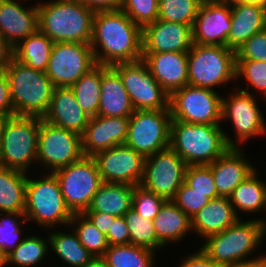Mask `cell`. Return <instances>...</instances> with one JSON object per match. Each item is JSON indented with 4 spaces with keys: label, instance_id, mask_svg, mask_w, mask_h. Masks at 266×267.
Returning <instances> with one entry per match:
<instances>
[{
    "label": "cell",
    "instance_id": "1",
    "mask_svg": "<svg viewBox=\"0 0 266 267\" xmlns=\"http://www.w3.org/2000/svg\"><path fill=\"white\" fill-rule=\"evenodd\" d=\"M90 46L96 64L113 66L141 60L142 28L121 9L97 11Z\"/></svg>",
    "mask_w": 266,
    "mask_h": 267
},
{
    "label": "cell",
    "instance_id": "2",
    "mask_svg": "<svg viewBox=\"0 0 266 267\" xmlns=\"http://www.w3.org/2000/svg\"><path fill=\"white\" fill-rule=\"evenodd\" d=\"M170 147L190 165H210L236 141L222 130L220 124H196L171 121Z\"/></svg>",
    "mask_w": 266,
    "mask_h": 267
},
{
    "label": "cell",
    "instance_id": "3",
    "mask_svg": "<svg viewBox=\"0 0 266 267\" xmlns=\"http://www.w3.org/2000/svg\"><path fill=\"white\" fill-rule=\"evenodd\" d=\"M44 3L37 4L40 32L54 43H91L94 10L79 0H50Z\"/></svg>",
    "mask_w": 266,
    "mask_h": 267
},
{
    "label": "cell",
    "instance_id": "4",
    "mask_svg": "<svg viewBox=\"0 0 266 267\" xmlns=\"http://www.w3.org/2000/svg\"><path fill=\"white\" fill-rule=\"evenodd\" d=\"M264 218L242 221L241 218L224 231L208 236L201 250L219 267L245 264L264 259H246L266 237ZM246 257V258H245Z\"/></svg>",
    "mask_w": 266,
    "mask_h": 267
},
{
    "label": "cell",
    "instance_id": "5",
    "mask_svg": "<svg viewBox=\"0 0 266 267\" xmlns=\"http://www.w3.org/2000/svg\"><path fill=\"white\" fill-rule=\"evenodd\" d=\"M15 115L43 118L55 86L45 72L35 70L14 57L6 66Z\"/></svg>",
    "mask_w": 266,
    "mask_h": 267
},
{
    "label": "cell",
    "instance_id": "6",
    "mask_svg": "<svg viewBox=\"0 0 266 267\" xmlns=\"http://www.w3.org/2000/svg\"><path fill=\"white\" fill-rule=\"evenodd\" d=\"M188 84L212 90L236 80V51L224 45L193 44L187 52Z\"/></svg>",
    "mask_w": 266,
    "mask_h": 267
},
{
    "label": "cell",
    "instance_id": "7",
    "mask_svg": "<svg viewBox=\"0 0 266 267\" xmlns=\"http://www.w3.org/2000/svg\"><path fill=\"white\" fill-rule=\"evenodd\" d=\"M33 179L27 177L26 220L36 221V224L46 229L56 224L70 226L73 214L65 204L57 177L48 173L39 180Z\"/></svg>",
    "mask_w": 266,
    "mask_h": 267
},
{
    "label": "cell",
    "instance_id": "8",
    "mask_svg": "<svg viewBox=\"0 0 266 267\" xmlns=\"http://www.w3.org/2000/svg\"><path fill=\"white\" fill-rule=\"evenodd\" d=\"M40 121L35 116L8 119L0 141V166L28 173L27 169L37 163Z\"/></svg>",
    "mask_w": 266,
    "mask_h": 267
},
{
    "label": "cell",
    "instance_id": "9",
    "mask_svg": "<svg viewBox=\"0 0 266 267\" xmlns=\"http://www.w3.org/2000/svg\"><path fill=\"white\" fill-rule=\"evenodd\" d=\"M53 174L58 179L65 204L72 214H83L103 183L93 156H83Z\"/></svg>",
    "mask_w": 266,
    "mask_h": 267
},
{
    "label": "cell",
    "instance_id": "10",
    "mask_svg": "<svg viewBox=\"0 0 266 267\" xmlns=\"http://www.w3.org/2000/svg\"><path fill=\"white\" fill-rule=\"evenodd\" d=\"M170 109L135 110L129 117L125 145L144 157L170 147Z\"/></svg>",
    "mask_w": 266,
    "mask_h": 267
},
{
    "label": "cell",
    "instance_id": "11",
    "mask_svg": "<svg viewBox=\"0 0 266 267\" xmlns=\"http://www.w3.org/2000/svg\"><path fill=\"white\" fill-rule=\"evenodd\" d=\"M172 120L196 124H221L222 96L216 90L185 85L169 98Z\"/></svg>",
    "mask_w": 266,
    "mask_h": 267
},
{
    "label": "cell",
    "instance_id": "12",
    "mask_svg": "<svg viewBox=\"0 0 266 267\" xmlns=\"http://www.w3.org/2000/svg\"><path fill=\"white\" fill-rule=\"evenodd\" d=\"M111 67L120 75L134 110L169 109L170 95L155 80L142 59Z\"/></svg>",
    "mask_w": 266,
    "mask_h": 267
},
{
    "label": "cell",
    "instance_id": "13",
    "mask_svg": "<svg viewBox=\"0 0 266 267\" xmlns=\"http://www.w3.org/2000/svg\"><path fill=\"white\" fill-rule=\"evenodd\" d=\"M84 156L81 136L75 132L55 126L41 118L37 163L54 173Z\"/></svg>",
    "mask_w": 266,
    "mask_h": 267
},
{
    "label": "cell",
    "instance_id": "14",
    "mask_svg": "<svg viewBox=\"0 0 266 267\" xmlns=\"http://www.w3.org/2000/svg\"><path fill=\"white\" fill-rule=\"evenodd\" d=\"M185 161L171 148L145 157L143 177L140 186L163 197L173 200L184 183Z\"/></svg>",
    "mask_w": 266,
    "mask_h": 267
},
{
    "label": "cell",
    "instance_id": "15",
    "mask_svg": "<svg viewBox=\"0 0 266 267\" xmlns=\"http://www.w3.org/2000/svg\"><path fill=\"white\" fill-rule=\"evenodd\" d=\"M95 65L90 44L57 42L54 43L45 73L55 87H71Z\"/></svg>",
    "mask_w": 266,
    "mask_h": 267
},
{
    "label": "cell",
    "instance_id": "16",
    "mask_svg": "<svg viewBox=\"0 0 266 267\" xmlns=\"http://www.w3.org/2000/svg\"><path fill=\"white\" fill-rule=\"evenodd\" d=\"M252 92L239 89L222 98V120L230 119L237 137L236 148L248 139L266 134V123Z\"/></svg>",
    "mask_w": 266,
    "mask_h": 267
},
{
    "label": "cell",
    "instance_id": "17",
    "mask_svg": "<svg viewBox=\"0 0 266 267\" xmlns=\"http://www.w3.org/2000/svg\"><path fill=\"white\" fill-rule=\"evenodd\" d=\"M93 158L103 182L137 186L143 177L145 157L122 144L97 152Z\"/></svg>",
    "mask_w": 266,
    "mask_h": 267
},
{
    "label": "cell",
    "instance_id": "18",
    "mask_svg": "<svg viewBox=\"0 0 266 267\" xmlns=\"http://www.w3.org/2000/svg\"><path fill=\"white\" fill-rule=\"evenodd\" d=\"M193 44L187 24L157 19L142 28V53L188 52Z\"/></svg>",
    "mask_w": 266,
    "mask_h": 267
},
{
    "label": "cell",
    "instance_id": "19",
    "mask_svg": "<svg viewBox=\"0 0 266 267\" xmlns=\"http://www.w3.org/2000/svg\"><path fill=\"white\" fill-rule=\"evenodd\" d=\"M129 127V117H90L81 135L84 156H94L97 152L125 143Z\"/></svg>",
    "mask_w": 266,
    "mask_h": 267
},
{
    "label": "cell",
    "instance_id": "20",
    "mask_svg": "<svg viewBox=\"0 0 266 267\" xmlns=\"http://www.w3.org/2000/svg\"><path fill=\"white\" fill-rule=\"evenodd\" d=\"M231 30L230 4H201L192 26L193 41L200 45H224Z\"/></svg>",
    "mask_w": 266,
    "mask_h": 267
},
{
    "label": "cell",
    "instance_id": "21",
    "mask_svg": "<svg viewBox=\"0 0 266 267\" xmlns=\"http://www.w3.org/2000/svg\"><path fill=\"white\" fill-rule=\"evenodd\" d=\"M142 60L169 95L188 85L187 52L142 53Z\"/></svg>",
    "mask_w": 266,
    "mask_h": 267
},
{
    "label": "cell",
    "instance_id": "22",
    "mask_svg": "<svg viewBox=\"0 0 266 267\" xmlns=\"http://www.w3.org/2000/svg\"><path fill=\"white\" fill-rule=\"evenodd\" d=\"M35 5L25 8L18 0H0V34L12 48L38 30Z\"/></svg>",
    "mask_w": 266,
    "mask_h": 267
},
{
    "label": "cell",
    "instance_id": "23",
    "mask_svg": "<svg viewBox=\"0 0 266 267\" xmlns=\"http://www.w3.org/2000/svg\"><path fill=\"white\" fill-rule=\"evenodd\" d=\"M42 119L81 136L90 116L77 103L72 88L64 86L55 87L49 108Z\"/></svg>",
    "mask_w": 266,
    "mask_h": 267
},
{
    "label": "cell",
    "instance_id": "24",
    "mask_svg": "<svg viewBox=\"0 0 266 267\" xmlns=\"http://www.w3.org/2000/svg\"><path fill=\"white\" fill-rule=\"evenodd\" d=\"M242 152L240 148H229L210 164L219 196L229 197L242 181L257 170Z\"/></svg>",
    "mask_w": 266,
    "mask_h": 267
},
{
    "label": "cell",
    "instance_id": "25",
    "mask_svg": "<svg viewBox=\"0 0 266 267\" xmlns=\"http://www.w3.org/2000/svg\"><path fill=\"white\" fill-rule=\"evenodd\" d=\"M230 5L231 30L227 37V47L236 51L254 34L266 28V8L235 0Z\"/></svg>",
    "mask_w": 266,
    "mask_h": 267
},
{
    "label": "cell",
    "instance_id": "26",
    "mask_svg": "<svg viewBox=\"0 0 266 267\" xmlns=\"http://www.w3.org/2000/svg\"><path fill=\"white\" fill-rule=\"evenodd\" d=\"M134 111L120 75L111 66L101 65V97L97 115L130 117Z\"/></svg>",
    "mask_w": 266,
    "mask_h": 267
},
{
    "label": "cell",
    "instance_id": "27",
    "mask_svg": "<svg viewBox=\"0 0 266 267\" xmlns=\"http://www.w3.org/2000/svg\"><path fill=\"white\" fill-rule=\"evenodd\" d=\"M239 219L229 197L218 196L191 218V229L206 239L224 231Z\"/></svg>",
    "mask_w": 266,
    "mask_h": 267
},
{
    "label": "cell",
    "instance_id": "28",
    "mask_svg": "<svg viewBox=\"0 0 266 267\" xmlns=\"http://www.w3.org/2000/svg\"><path fill=\"white\" fill-rule=\"evenodd\" d=\"M158 238V249L170 242L182 241L191 231V219L172 201L167 200L153 219Z\"/></svg>",
    "mask_w": 266,
    "mask_h": 267
},
{
    "label": "cell",
    "instance_id": "29",
    "mask_svg": "<svg viewBox=\"0 0 266 267\" xmlns=\"http://www.w3.org/2000/svg\"><path fill=\"white\" fill-rule=\"evenodd\" d=\"M134 185L103 182L85 212L124 216L132 208Z\"/></svg>",
    "mask_w": 266,
    "mask_h": 267
},
{
    "label": "cell",
    "instance_id": "30",
    "mask_svg": "<svg viewBox=\"0 0 266 267\" xmlns=\"http://www.w3.org/2000/svg\"><path fill=\"white\" fill-rule=\"evenodd\" d=\"M28 173L0 166V216L25 212Z\"/></svg>",
    "mask_w": 266,
    "mask_h": 267
},
{
    "label": "cell",
    "instance_id": "31",
    "mask_svg": "<svg viewBox=\"0 0 266 267\" xmlns=\"http://www.w3.org/2000/svg\"><path fill=\"white\" fill-rule=\"evenodd\" d=\"M255 170L250 176L242 181L229 196L232 206L240 218L238 213H254L257 211H266V182L257 178L258 174ZM237 210V211H236Z\"/></svg>",
    "mask_w": 266,
    "mask_h": 267
},
{
    "label": "cell",
    "instance_id": "32",
    "mask_svg": "<svg viewBox=\"0 0 266 267\" xmlns=\"http://www.w3.org/2000/svg\"><path fill=\"white\" fill-rule=\"evenodd\" d=\"M54 42L37 30L13 48V57L35 70L46 72Z\"/></svg>",
    "mask_w": 266,
    "mask_h": 267
},
{
    "label": "cell",
    "instance_id": "33",
    "mask_svg": "<svg viewBox=\"0 0 266 267\" xmlns=\"http://www.w3.org/2000/svg\"><path fill=\"white\" fill-rule=\"evenodd\" d=\"M51 232L49 246L69 267H85L94 257L80 242L77 233ZM67 267V266H63Z\"/></svg>",
    "mask_w": 266,
    "mask_h": 267
},
{
    "label": "cell",
    "instance_id": "34",
    "mask_svg": "<svg viewBox=\"0 0 266 267\" xmlns=\"http://www.w3.org/2000/svg\"><path fill=\"white\" fill-rule=\"evenodd\" d=\"M71 88L82 110L90 117L96 116L101 97V64H96Z\"/></svg>",
    "mask_w": 266,
    "mask_h": 267
},
{
    "label": "cell",
    "instance_id": "35",
    "mask_svg": "<svg viewBox=\"0 0 266 267\" xmlns=\"http://www.w3.org/2000/svg\"><path fill=\"white\" fill-rule=\"evenodd\" d=\"M154 251L133 244L109 246L104 258L110 267H152Z\"/></svg>",
    "mask_w": 266,
    "mask_h": 267
},
{
    "label": "cell",
    "instance_id": "36",
    "mask_svg": "<svg viewBox=\"0 0 266 267\" xmlns=\"http://www.w3.org/2000/svg\"><path fill=\"white\" fill-rule=\"evenodd\" d=\"M48 248L49 237L45 240L39 236H26L15 250L7 256L8 265H17V267L39 265L44 260Z\"/></svg>",
    "mask_w": 266,
    "mask_h": 267
},
{
    "label": "cell",
    "instance_id": "37",
    "mask_svg": "<svg viewBox=\"0 0 266 267\" xmlns=\"http://www.w3.org/2000/svg\"><path fill=\"white\" fill-rule=\"evenodd\" d=\"M69 227L74 228L81 244L94 257L104 256L109 247L107 236L100 232L84 214H73Z\"/></svg>",
    "mask_w": 266,
    "mask_h": 267
},
{
    "label": "cell",
    "instance_id": "38",
    "mask_svg": "<svg viewBox=\"0 0 266 267\" xmlns=\"http://www.w3.org/2000/svg\"><path fill=\"white\" fill-rule=\"evenodd\" d=\"M130 233V244L158 250V238L153 220L143 218L132 208L124 215Z\"/></svg>",
    "mask_w": 266,
    "mask_h": 267
},
{
    "label": "cell",
    "instance_id": "39",
    "mask_svg": "<svg viewBox=\"0 0 266 267\" xmlns=\"http://www.w3.org/2000/svg\"><path fill=\"white\" fill-rule=\"evenodd\" d=\"M200 5L199 0H158V19L193 26Z\"/></svg>",
    "mask_w": 266,
    "mask_h": 267
},
{
    "label": "cell",
    "instance_id": "40",
    "mask_svg": "<svg viewBox=\"0 0 266 267\" xmlns=\"http://www.w3.org/2000/svg\"><path fill=\"white\" fill-rule=\"evenodd\" d=\"M6 218H0V250L7 256L23 241L21 235V225L27 222L24 214L4 213ZM19 217L20 220L19 221ZM22 217V219H21ZM21 223V224H20Z\"/></svg>",
    "mask_w": 266,
    "mask_h": 267
},
{
    "label": "cell",
    "instance_id": "41",
    "mask_svg": "<svg viewBox=\"0 0 266 267\" xmlns=\"http://www.w3.org/2000/svg\"><path fill=\"white\" fill-rule=\"evenodd\" d=\"M184 182L194 191L208 193L210 199L219 196L210 165L187 166Z\"/></svg>",
    "mask_w": 266,
    "mask_h": 267
},
{
    "label": "cell",
    "instance_id": "42",
    "mask_svg": "<svg viewBox=\"0 0 266 267\" xmlns=\"http://www.w3.org/2000/svg\"><path fill=\"white\" fill-rule=\"evenodd\" d=\"M120 9L141 28L158 19V0H123Z\"/></svg>",
    "mask_w": 266,
    "mask_h": 267
},
{
    "label": "cell",
    "instance_id": "43",
    "mask_svg": "<svg viewBox=\"0 0 266 267\" xmlns=\"http://www.w3.org/2000/svg\"><path fill=\"white\" fill-rule=\"evenodd\" d=\"M245 78L247 88L255 89L266 99V62L256 60H236V78Z\"/></svg>",
    "mask_w": 266,
    "mask_h": 267
},
{
    "label": "cell",
    "instance_id": "44",
    "mask_svg": "<svg viewBox=\"0 0 266 267\" xmlns=\"http://www.w3.org/2000/svg\"><path fill=\"white\" fill-rule=\"evenodd\" d=\"M166 200L146 190L140 185L134 186L132 209L143 218L153 220Z\"/></svg>",
    "mask_w": 266,
    "mask_h": 267
},
{
    "label": "cell",
    "instance_id": "45",
    "mask_svg": "<svg viewBox=\"0 0 266 267\" xmlns=\"http://www.w3.org/2000/svg\"><path fill=\"white\" fill-rule=\"evenodd\" d=\"M210 200L208 193L194 191L184 182L172 201L191 219Z\"/></svg>",
    "mask_w": 266,
    "mask_h": 267
},
{
    "label": "cell",
    "instance_id": "46",
    "mask_svg": "<svg viewBox=\"0 0 266 267\" xmlns=\"http://www.w3.org/2000/svg\"><path fill=\"white\" fill-rule=\"evenodd\" d=\"M236 60L266 62V28L254 34L236 50Z\"/></svg>",
    "mask_w": 266,
    "mask_h": 267
},
{
    "label": "cell",
    "instance_id": "47",
    "mask_svg": "<svg viewBox=\"0 0 266 267\" xmlns=\"http://www.w3.org/2000/svg\"><path fill=\"white\" fill-rule=\"evenodd\" d=\"M106 236L109 246L130 244V233L124 216L115 217Z\"/></svg>",
    "mask_w": 266,
    "mask_h": 267
},
{
    "label": "cell",
    "instance_id": "48",
    "mask_svg": "<svg viewBox=\"0 0 266 267\" xmlns=\"http://www.w3.org/2000/svg\"><path fill=\"white\" fill-rule=\"evenodd\" d=\"M0 114H15L10 96L6 67L0 68Z\"/></svg>",
    "mask_w": 266,
    "mask_h": 267
},
{
    "label": "cell",
    "instance_id": "49",
    "mask_svg": "<svg viewBox=\"0 0 266 267\" xmlns=\"http://www.w3.org/2000/svg\"><path fill=\"white\" fill-rule=\"evenodd\" d=\"M83 214L105 235L108 234L115 219V216L102 212H84Z\"/></svg>",
    "mask_w": 266,
    "mask_h": 267
},
{
    "label": "cell",
    "instance_id": "50",
    "mask_svg": "<svg viewBox=\"0 0 266 267\" xmlns=\"http://www.w3.org/2000/svg\"><path fill=\"white\" fill-rule=\"evenodd\" d=\"M179 267H219L216 263H214L204 252L199 248V250L194 253L188 255L185 260L181 262Z\"/></svg>",
    "mask_w": 266,
    "mask_h": 267
},
{
    "label": "cell",
    "instance_id": "51",
    "mask_svg": "<svg viewBox=\"0 0 266 267\" xmlns=\"http://www.w3.org/2000/svg\"><path fill=\"white\" fill-rule=\"evenodd\" d=\"M86 7L97 11L118 10L123 0H79Z\"/></svg>",
    "mask_w": 266,
    "mask_h": 267
},
{
    "label": "cell",
    "instance_id": "52",
    "mask_svg": "<svg viewBox=\"0 0 266 267\" xmlns=\"http://www.w3.org/2000/svg\"><path fill=\"white\" fill-rule=\"evenodd\" d=\"M13 57V48L0 34V68L6 67Z\"/></svg>",
    "mask_w": 266,
    "mask_h": 267
},
{
    "label": "cell",
    "instance_id": "53",
    "mask_svg": "<svg viewBox=\"0 0 266 267\" xmlns=\"http://www.w3.org/2000/svg\"><path fill=\"white\" fill-rule=\"evenodd\" d=\"M85 267H110L103 256L93 257Z\"/></svg>",
    "mask_w": 266,
    "mask_h": 267
},
{
    "label": "cell",
    "instance_id": "54",
    "mask_svg": "<svg viewBox=\"0 0 266 267\" xmlns=\"http://www.w3.org/2000/svg\"><path fill=\"white\" fill-rule=\"evenodd\" d=\"M226 267H266L264 259H260L254 262L245 263V264H238Z\"/></svg>",
    "mask_w": 266,
    "mask_h": 267
},
{
    "label": "cell",
    "instance_id": "55",
    "mask_svg": "<svg viewBox=\"0 0 266 267\" xmlns=\"http://www.w3.org/2000/svg\"><path fill=\"white\" fill-rule=\"evenodd\" d=\"M15 114H0V141L3 135V130H4V126L5 123L8 121V119L11 116H14Z\"/></svg>",
    "mask_w": 266,
    "mask_h": 267
},
{
    "label": "cell",
    "instance_id": "56",
    "mask_svg": "<svg viewBox=\"0 0 266 267\" xmlns=\"http://www.w3.org/2000/svg\"><path fill=\"white\" fill-rule=\"evenodd\" d=\"M243 4L258 5L266 8V0H235Z\"/></svg>",
    "mask_w": 266,
    "mask_h": 267
},
{
    "label": "cell",
    "instance_id": "57",
    "mask_svg": "<svg viewBox=\"0 0 266 267\" xmlns=\"http://www.w3.org/2000/svg\"><path fill=\"white\" fill-rule=\"evenodd\" d=\"M201 4H231L234 0H199Z\"/></svg>",
    "mask_w": 266,
    "mask_h": 267
},
{
    "label": "cell",
    "instance_id": "58",
    "mask_svg": "<svg viewBox=\"0 0 266 267\" xmlns=\"http://www.w3.org/2000/svg\"><path fill=\"white\" fill-rule=\"evenodd\" d=\"M8 264V258L7 255L0 250V267H4L5 265L7 266Z\"/></svg>",
    "mask_w": 266,
    "mask_h": 267
}]
</instances>
